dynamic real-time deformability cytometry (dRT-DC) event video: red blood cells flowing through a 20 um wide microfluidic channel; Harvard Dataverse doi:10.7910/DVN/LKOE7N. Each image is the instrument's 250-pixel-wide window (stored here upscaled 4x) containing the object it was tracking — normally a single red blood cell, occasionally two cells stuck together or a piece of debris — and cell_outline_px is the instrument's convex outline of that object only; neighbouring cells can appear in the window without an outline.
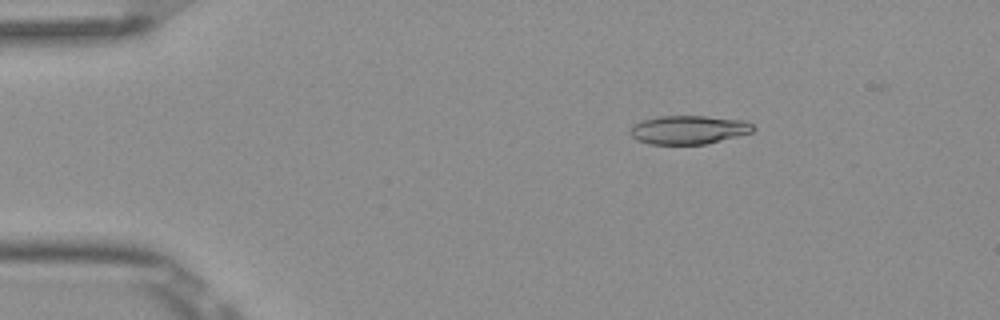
{"species": "Egyptian fruit bat (a non-hibernating species)", "species_latin": "Rousettus aegyptiacus", "temperature_condition": "room temperature", "stored_images_in_passage": 4, "camera_frame_rate_fps": 3000, "um_per_image_px": 0.085, "frame": {"image": 1, "passage_image": 2, "time_ms": 0.333, "image_size_px": [1000, 320], "cell_outline_px": [[756, 128], [752, 132], [704, 144], [648, 144], [636, 140], [632, 136], [632, 128], [636, 124], [644, 120], [660, 116], [704, 116], [744, 120], [752, 124]], "centroid_in_image_um": [58.56, 11.03], "position_along_channel_um": 26.4, "area_um2": 20.17}}